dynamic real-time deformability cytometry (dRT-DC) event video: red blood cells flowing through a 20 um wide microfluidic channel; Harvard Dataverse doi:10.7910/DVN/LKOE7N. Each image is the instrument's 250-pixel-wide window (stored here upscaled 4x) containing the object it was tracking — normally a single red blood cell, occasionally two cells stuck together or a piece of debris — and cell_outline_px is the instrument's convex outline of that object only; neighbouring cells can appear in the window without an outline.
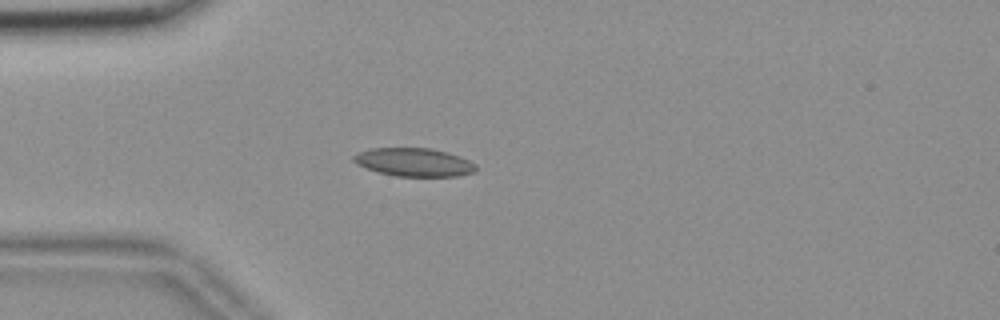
{"species": "common noctule bat (a hibernating species)", "species_latin": "Nyctalus noctula", "temperature_condition": "room temperature", "stored_images_in_passage": 41, "camera_frame_rate_fps": 3000, "um_per_image_px": 0.085, "animal": {"sex": "female", "body_mass_g": 18.4}, "frame": {"image": 1, "passage_image": 1, "time_ms": 0.0, "image_size_px": [1000, 320], "cell_outline_px": [[476, 172], [456, 176], [396, 176], [380, 172], [356, 164], [352, 160], [352, 156], [356, 152], [372, 148], [432, 148], [448, 152], [460, 156], [476, 164]], "centroid_in_image_um": [35.19, 13.78], "position_along_channel_um": 49.8, "area_um2": 20.23}}
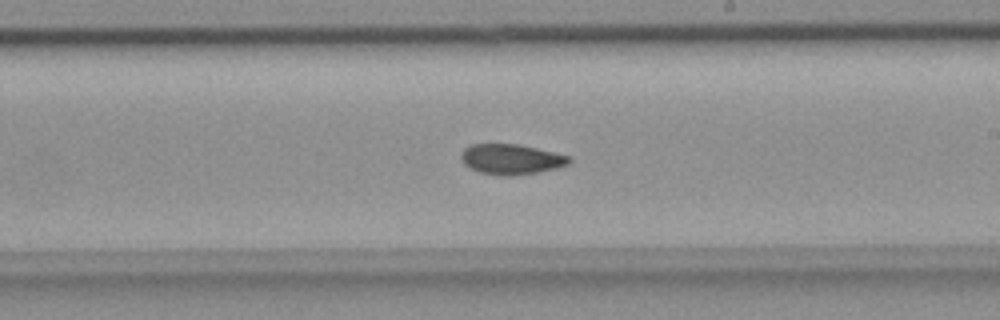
{"frame": {"image": 2, "passage_image": 18, "time_ms": 5.667, "image_size_px": [1000, 320], "cell_outline_px": [[572, 160], [568, 164], [556, 168], [536, 172], [512, 176], [500, 176], [480, 172], [468, 168], [460, 160], [460, 156], [464, 148], [472, 144], [516, 144], [536, 148], [568, 156]], "centroid_in_image_um": [43.39, 13.54], "position_along_channel_um": 245.6, "area_um2": 19.02}}
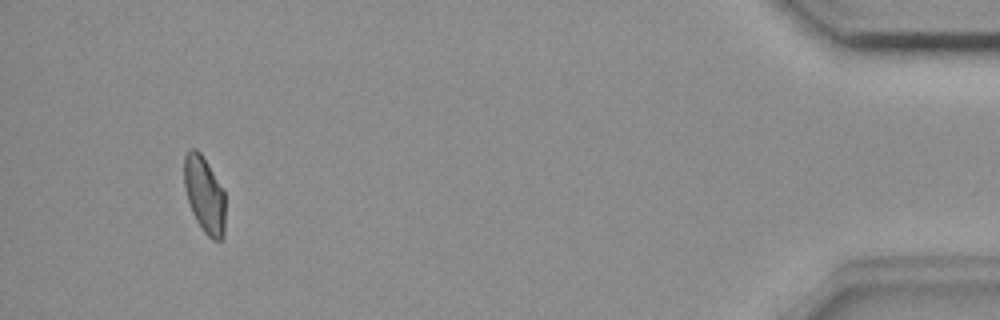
{"frame": {"image": 3, "passage_image": 38, "time_ms": 12.333, "image_size_px": [1000, 320], "cell_outline_px": [[224, 236], [220, 240], [212, 240], [204, 232], [196, 220], [192, 212], [184, 188], [184, 156], [192, 148], [196, 148], [200, 152], [208, 164], [224, 192]], "centroid_in_image_um": [17.36, 16.55], "position_along_channel_um": 417.8, "area_um2": 18.15}, "authors_computed_cell_mechanics": {"area_um2": 19.074, "velocity_mm_per_s": 3.6724, "shape_relaxation_time_tau1_ms": 7.7291, "shape_relaxation_time_tau2_ms": 4.1919, "deformation_change_tau1": 0.1225, "deformation_change_tau2": 0.0703}}